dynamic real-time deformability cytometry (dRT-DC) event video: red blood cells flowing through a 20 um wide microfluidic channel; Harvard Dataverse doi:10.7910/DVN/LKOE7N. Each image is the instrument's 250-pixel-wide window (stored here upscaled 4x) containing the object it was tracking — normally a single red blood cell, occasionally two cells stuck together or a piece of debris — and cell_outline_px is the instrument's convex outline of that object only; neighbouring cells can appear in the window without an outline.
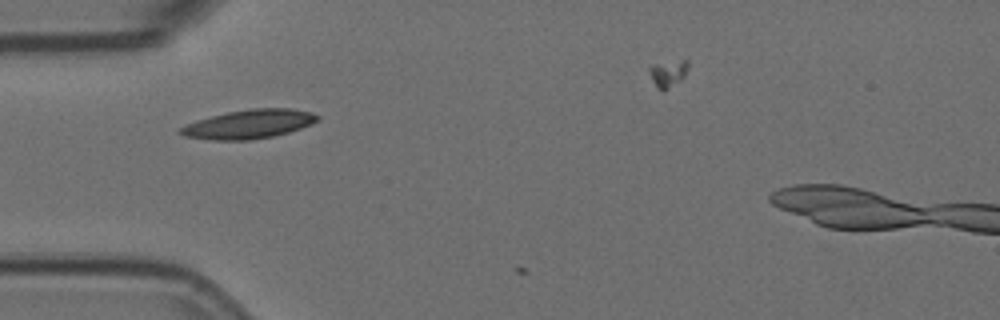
{"species": "Egyptian fruit bat (a non-hibernating species)", "species_latin": "Rousettus aegyptiacus", "temperature_condition": "room temperature", "stored_images_in_passage": 3, "camera_frame_rate_fps": 3000, "um_per_image_px": 0.085, "animal": {"sex": "female"}, "frame": {"image": 1, "passage_image": 2, "time_ms": 0.333, "image_size_px": [1000, 320], "cell_outline_px": [[320, 120], [312, 124], [288, 132], [272, 136], [252, 140], [212, 140], [184, 136], [176, 132], [184, 124], [196, 120], [228, 112], [252, 108], [292, 108], [312, 112], [320, 116]], "centroid_in_image_um": [21.16, 10.55], "position_along_channel_um": 63.8, "area_um2": 23.24}}